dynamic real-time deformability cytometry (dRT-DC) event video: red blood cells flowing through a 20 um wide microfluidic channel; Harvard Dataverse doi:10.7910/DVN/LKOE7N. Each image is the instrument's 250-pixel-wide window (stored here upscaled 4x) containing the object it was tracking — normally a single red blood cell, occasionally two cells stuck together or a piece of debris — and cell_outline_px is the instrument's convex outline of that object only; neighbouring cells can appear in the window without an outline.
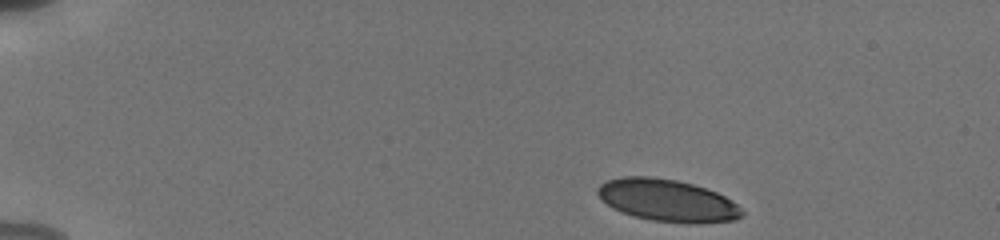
{"species": "human", "species_latin": "Homo sapiens", "temperature_condition": "cold", "stored_images_in_passage": 19, "camera_frame_rate_fps": 3000, "um_per_image_px": 0.085, "donor": {"sex": "male"}, "frame": {"image": 1, "passage_image": 1, "time_ms": 0.0, "image_size_px": [1000, 240], "cell_outline_px": [[744, 216], [736, 220], [696, 224], [688, 224], [652, 220], [632, 216], [612, 208], [596, 192], [596, 188], [600, 184], [608, 180], [624, 176], [652, 176], [676, 180], [692, 184], [716, 192], [732, 200], [744, 212]], "centroid_in_image_um": [56.74, 17.05], "position_along_channel_um": 28.3, "area_um2": 35.6}}
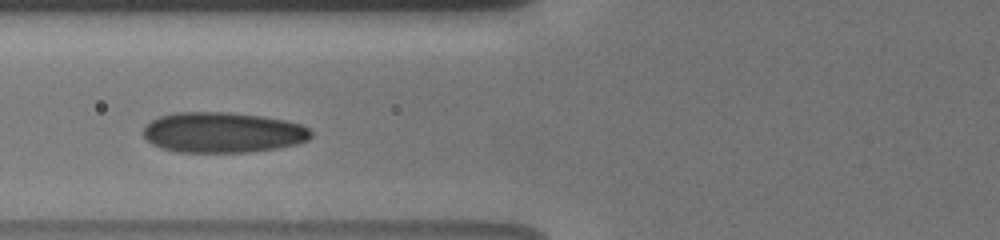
{"frame": {"image": 2, "passage_image": 10, "time_ms": 4.667, "image_size_px": [1000, 240], "cell_outline_px": [[312, 136], [308, 140], [296, 144], [276, 148], [248, 152], [176, 152], [152, 144], [144, 136], [144, 124], [160, 116], [176, 112], [228, 112], [264, 116], [284, 120], [300, 124], [308, 128], [312, 132]], "centroid_in_image_um": [18.93, 11.25], "position_along_channel_um": 106.9, "area_um2": 39.59}}
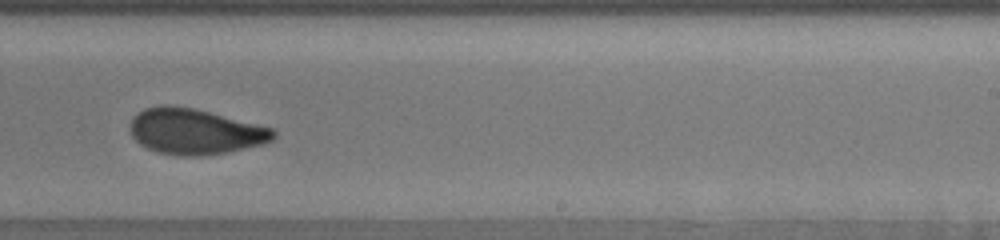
{"frame": {"image": 3, "passage_image": 14, "time_ms": 9.0, "image_size_px": [1000, 240], "cell_outline_px": [[276, 136], [272, 140], [264, 144], [228, 152], [200, 156], [180, 156], [156, 152], [140, 144], [132, 136], [132, 116], [136, 112], [144, 108], [160, 104], [168, 104], [192, 108], [272, 128], [276, 132]], "centroid_in_image_um": [16.55, 11.18], "position_along_channel_um": 272.4, "area_um2": 38.03}, "authors_computed_cell_mechanics": {"area_um2": 37.0498, "velocity_mm_per_s": 3.8335, "shape_relaxation_time_tau1_ms": 8.3114, "shape_relaxation_time_tau2_ms": 0.9525, "deformation_change_tau1": 0.1857, "deformation_change_tau2": 0.0343}}